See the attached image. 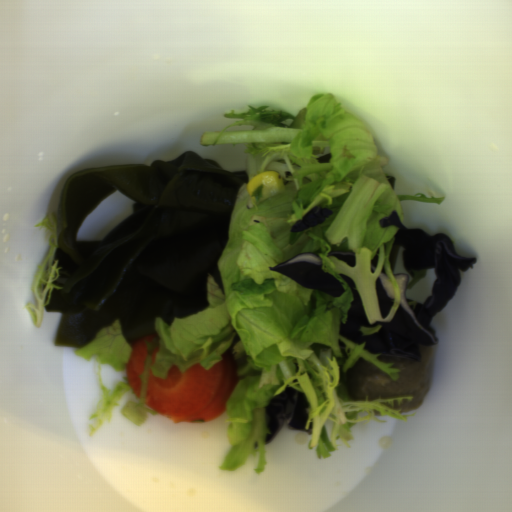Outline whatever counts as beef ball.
<instances>
[{"mask_svg":"<svg viewBox=\"0 0 512 512\" xmlns=\"http://www.w3.org/2000/svg\"><path fill=\"white\" fill-rule=\"evenodd\" d=\"M420 361L403 357L378 356L385 365L399 368L398 380H392L381 369L362 357L344 374L342 381L349 398L363 401L391 397L411 396L412 401L401 407L400 412H413L420 407L429 391L432 368L435 360L434 346L420 345Z\"/></svg>","mask_w":512,"mask_h":512,"instance_id":"obj_1","label":"beef ball"}]
</instances>
